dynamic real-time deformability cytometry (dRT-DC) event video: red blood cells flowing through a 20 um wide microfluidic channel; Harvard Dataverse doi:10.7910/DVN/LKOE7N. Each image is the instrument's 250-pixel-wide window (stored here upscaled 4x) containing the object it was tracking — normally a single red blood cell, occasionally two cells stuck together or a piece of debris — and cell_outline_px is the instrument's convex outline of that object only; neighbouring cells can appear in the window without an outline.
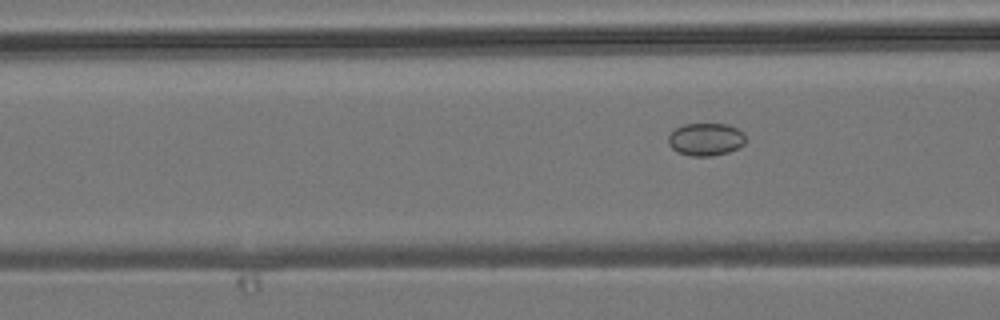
{"species": "common noctule bat (a hibernating species)", "species_latin": "Nyctalus noctula", "temperature_condition": "room temperature", "stored_images_in_passage": 7, "camera_frame_rate_fps": 3000, "um_per_image_px": 0.085, "animal": {"sex": "male", "body_mass_g": 19.2, "forearm_length_mm": 51.8}, "frame": {"image": 1, "passage_image": 7, "time_ms": 7.0, "image_size_px": [1000, 320], "cell_outline_px": [[744, 144], [740, 148], [728, 152], [712, 156], [692, 156], [676, 152], [668, 144], [668, 136], [676, 128], [684, 124], [728, 124], [744, 132]], "centroid_in_image_um": [59.99, 11.85], "position_along_channel_um": 106.6, "area_um2": 14.8}}